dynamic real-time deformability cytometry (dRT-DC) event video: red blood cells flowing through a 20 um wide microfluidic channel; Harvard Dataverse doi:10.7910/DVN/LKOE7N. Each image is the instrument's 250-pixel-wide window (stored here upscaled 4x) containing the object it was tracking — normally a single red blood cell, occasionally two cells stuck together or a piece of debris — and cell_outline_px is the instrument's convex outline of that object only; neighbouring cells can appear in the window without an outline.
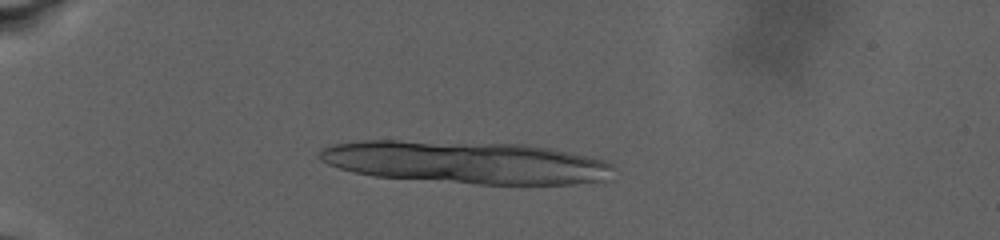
{"species": "human", "species_latin": "Homo sapiens", "temperature_condition": "warm", "stored_images_in_passage": 26, "camera_frame_rate_fps": 3000, "um_per_image_px": 0.085, "donor": {"sex": "male"}, "frame": {"image": 1, "passage_image": 19, "time_ms": 6.667, "image_size_px": [1000, 240], "cell_outline_px": [[616, 168], [612, 180], [572, 184], [476, 184], [372, 176], [352, 172], [328, 164], [320, 160], [316, 156], [320, 148], [332, 144], [360, 140], [396, 140], [524, 144], [552, 148], [604, 160], [612, 164]], "centroid_in_image_um": [39.62, 13.8], "position_along_channel_um": 45.4, "area_um2": 73.64}}